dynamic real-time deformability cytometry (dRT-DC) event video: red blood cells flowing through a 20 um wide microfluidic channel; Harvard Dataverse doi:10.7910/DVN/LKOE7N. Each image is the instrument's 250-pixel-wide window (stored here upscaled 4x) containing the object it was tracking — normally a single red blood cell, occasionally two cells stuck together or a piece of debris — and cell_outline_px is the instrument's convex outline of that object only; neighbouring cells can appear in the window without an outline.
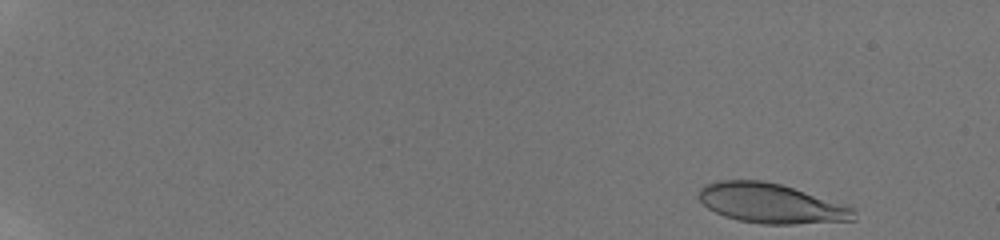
{"species": "human", "species_latin": "Homo sapiens", "temperature_condition": "room temperature", "stored_images_in_passage": 43, "camera_frame_rate_fps": 3000, "um_per_image_px": 0.085, "donor": {"sex": "male"}, "frame": {"image": 1, "passage_image": 2, "time_ms": 0.333, "image_size_px": [1000, 240], "cell_outline_px": [[856, 220], [796, 224], [760, 224], [740, 220], [724, 216], [708, 208], [696, 196], [700, 188], [704, 184], [720, 180], [764, 180], [780, 184], [848, 204], [856, 212]], "centroid_in_image_um": [65.56, 17.28], "position_along_channel_um": 19.4, "area_um2": 36.24}}
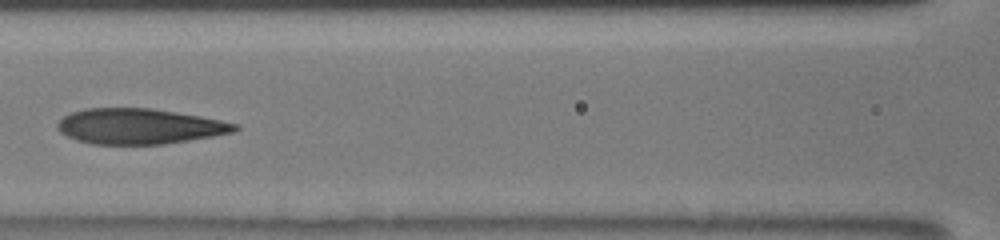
{"frame": {"image": 2, "passage_image": 21, "time_ms": 8.333, "image_size_px": [1000, 240], "cell_outline_px": [[240, 128], [236, 132], [164, 144], [92, 144], [76, 140], [60, 132], [56, 124], [64, 116], [72, 112], [88, 108], [152, 108], [200, 116], [240, 124]], "centroid_in_image_um": [11.87, 10.73], "position_along_channel_um": 154.7, "area_um2": 36.59}}
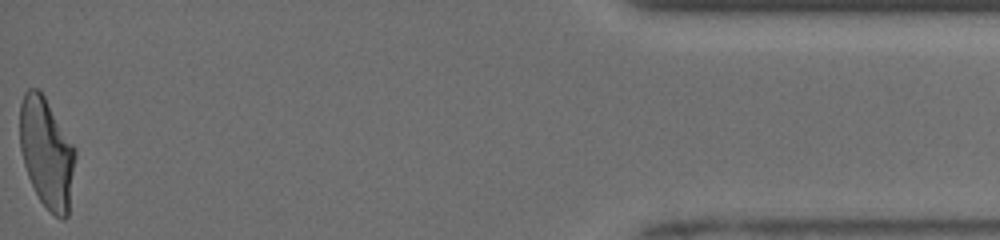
{"frame": {"image": 3, "passage_image": 43, "time_ms": 17.0, "image_size_px": [1000, 240], "cell_outline_px": [[76, 156], [68, 216], [64, 220], [60, 220], [40, 200], [28, 176], [24, 164], [20, 148], [20, 104], [24, 92], [28, 88], [36, 88], [44, 96], [76, 148]], "centroid_in_image_um": [3.98, 12.99], "position_along_channel_um": 431.2, "area_um2": 35.43}, "authors_computed_cell_mechanics": {"area_um2": 36.5874, "velocity_mm_per_s": 3.9609, "shape_relaxation_time_tau1_ms": null, "shape_relaxation_time_tau2_ms": 1.65, "deformation_change_tau1": null, "deformation_change_tau2": 0.092}}